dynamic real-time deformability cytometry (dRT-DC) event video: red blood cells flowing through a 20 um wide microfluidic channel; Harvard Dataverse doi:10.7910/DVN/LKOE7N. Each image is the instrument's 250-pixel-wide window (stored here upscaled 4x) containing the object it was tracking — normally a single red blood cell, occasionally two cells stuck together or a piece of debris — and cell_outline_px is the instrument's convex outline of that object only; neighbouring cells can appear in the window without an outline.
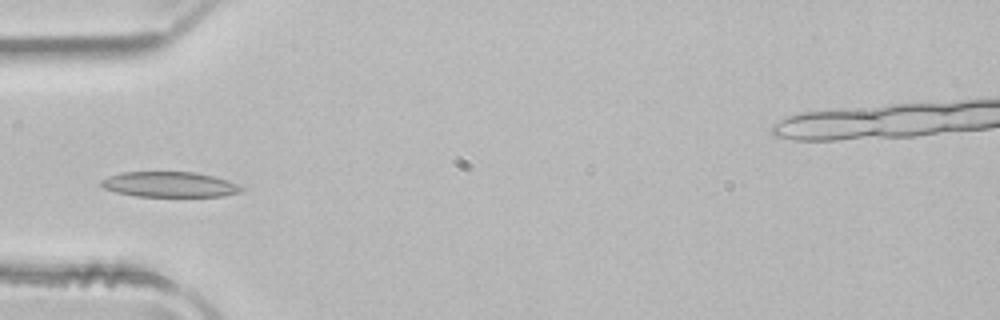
{"species": "common noctule bat (a hibernating species)", "species_latin": "Nyctalus noctula", "temperature_condition": "room temperature", "stored_images_in_passage": 4, "camera_frame_rate_fps": 3000, "um_per_image_px": 0.085, "animal": {"sex": "male", "body_mass_g": 21.5, "forearm_length_mm": 52.0}, "frame": {"image": 1, "passage_image": 4, "time_ms": 1.0, "image_size_px": [1000, 320], "cell_outline_px": [[244, 188], [240, 192], [224, 196], [136, 196], [116, 192], [104, 188], [100, 184], [100, 180], [108, 176], [120, 172], [196, 172], [216, 176], [228, 180]], "centroid_in_image_um": [14.4, 15.67], "position_along_channel_um": 70.6, "area_um2": 20.75}}